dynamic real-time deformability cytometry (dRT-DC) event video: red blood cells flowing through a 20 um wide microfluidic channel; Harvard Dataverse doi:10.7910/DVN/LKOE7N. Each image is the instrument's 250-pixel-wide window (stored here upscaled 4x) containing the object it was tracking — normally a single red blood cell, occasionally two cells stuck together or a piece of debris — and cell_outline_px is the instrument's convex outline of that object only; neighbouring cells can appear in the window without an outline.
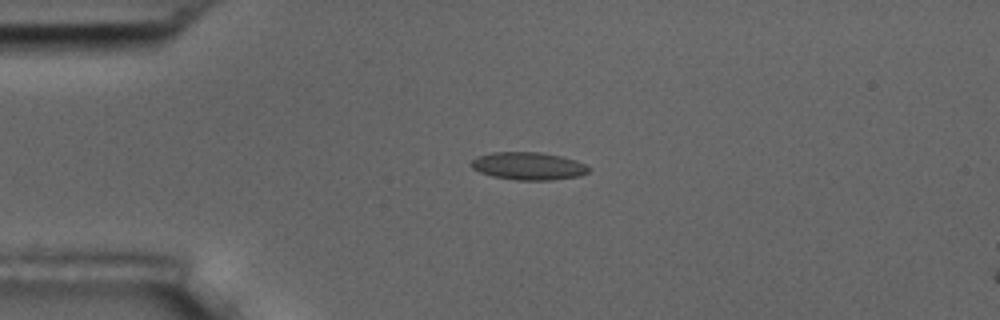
{"species": "common noctule bat (a hibernating species)", "species_latin": "Nyctalus noctula", "temperature_condition": "room temperature", "stored_images_in_passage": 5, "camera_frame_rate_fps": 3000, "um_per_image_px": 0.085, "animal": {"sex": "male", "body_mass_g": 17.5, "forearm_length_mm": 52.3}, "frame": {"image": 1, "passage_image": 3, "time_ms": 3.333, "image_size_px": [1000, 320], "cell_outline_px": [[592, 168], [588, 172], [580, 176], [552, 180], [516, 180], [492, 176], [480, 172], [472, 168], [468, 164], [476, 156], [492, 152], [540, 152], [560, 156], [576, 160]], "centroid_in_image_um": [44.9, 14.11], "position_along_channel_um": 40.1, "area_um2": 19.13}}